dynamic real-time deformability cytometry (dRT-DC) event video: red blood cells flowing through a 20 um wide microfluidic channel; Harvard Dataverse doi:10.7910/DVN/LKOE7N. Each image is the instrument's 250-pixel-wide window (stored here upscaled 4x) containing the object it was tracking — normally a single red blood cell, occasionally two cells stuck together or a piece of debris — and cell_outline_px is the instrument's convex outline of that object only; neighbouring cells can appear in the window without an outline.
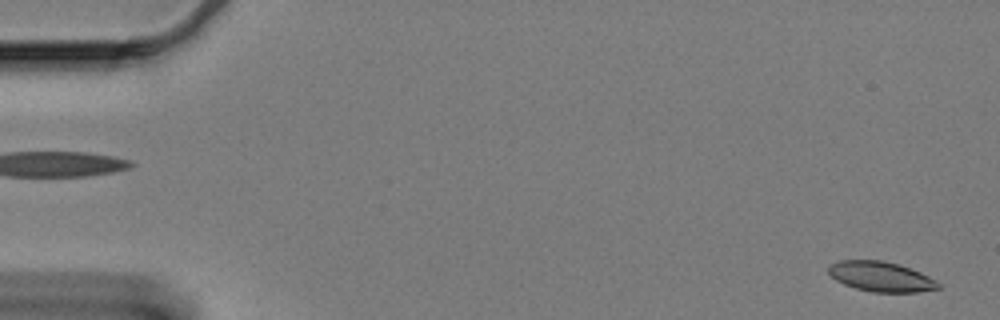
{"species": "Egyptian fruit bat (a non-hibernating species)", "species_latin": "Rousettus aegyptiacus", "temperature_condition": "cold", "stored_images_in_passage": 60, "camera_frame_rate_fps": 3000, "um_per_image_px": 0.085, "animal": {"sex": "female"}, "frame": {"image": 1, "passage_image": 1, "time_ms": 0.0, "image_size_px": [1000, 320], "cell_outline_px": [[940, 288], [920, 292], [872, 292], [856, 288], [844, 284], [836, 280], [828, 272], [828, 264], [840, 260], [880, 260], [896, 264], [920, 272], [936, 280], [940, 284]], "centroid_in_image_um": [74.86, 23.51], "position_along_channel_um": 10.1, "area_um2": 19.07}}
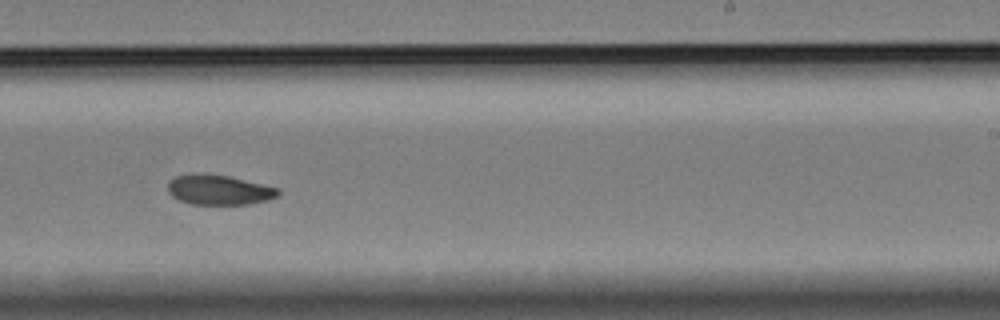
{"frame": {"image": 2, "passage_image": 37, "time_ms": 12.0, "image_size_px": [1000, 320], "cell_outline_px": [[280, 196], [268, 200], [248, 204], [192, 204], [180, 200], [172, 196], [168, 192], [168, 180], [176, 176], [228, 176], [280, 188]], "centroid_in_image_um": [18.68, 16.18], "position_along_channel_um": 270.3, "area_um2": 18.67}}
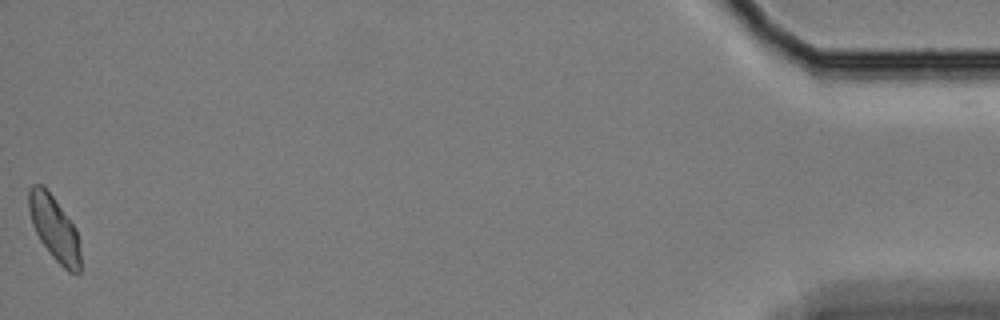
{"frame": {"image": 3, "passage_image": 60, "time_ms": 19.667, "image_size_px": [1000, 320], "cell_outline_px": [[80, 272], [68, 272], [48, 252], [40, 240], [32, 224], [28, 208], [28, 188], [32, 184], [44, 184], [76, 228], [80, 252]], "centroid_in_image_um": [4.59, 19.36], "position_along_channel_um": 430.6, "area_um2": 19.42}, "authors_computed_cell_mechanics": {"area_um2": 19.6809, "velocity_mm_per_s": 3.2844, "shape_relaxation_time_tau1_ms": null, "shape_relaxation_time_tau2_ms": 8.7766, "deformation_change_tau1": null, "deformation_change_tau2": 0.1119}}